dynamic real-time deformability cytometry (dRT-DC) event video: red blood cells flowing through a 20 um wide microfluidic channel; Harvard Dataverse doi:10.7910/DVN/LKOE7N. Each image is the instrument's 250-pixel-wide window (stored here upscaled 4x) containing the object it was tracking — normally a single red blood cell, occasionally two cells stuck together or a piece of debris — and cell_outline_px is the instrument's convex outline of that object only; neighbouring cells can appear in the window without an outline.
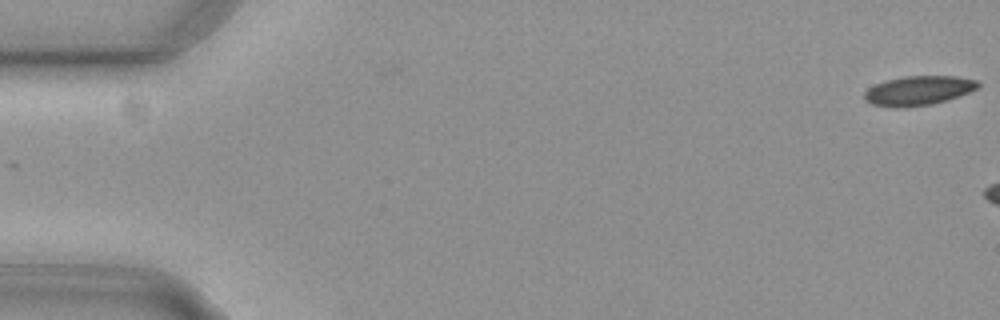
{"species": "common noctule bat (a hibernating species)", "species_latin": "Nyctalus noctula", "temperature_condition": "cold", "stored_images_in_passage": 7, "camera_frame_rate_fps": 3000, "um_per_image_px": 0.085, "animal": {"sex": "female", "body_mass_g": 29.2, "forearm_length_mm": 56.3}, "frame": {"image": 1, "passage_image": 1, "time_ms": 0.0, "image_size_px": [1000, 320], "cell_outline_px": [[980, 88], [960, 96], [948, 100], [932, 104], [904, 108], [896, 108], [872, 104], [864, 100], [864, 92], [868, 88], [884, 80], [904, 76], [956, 76], [980, 80]], "centroid_in_image_um": [78.1, 7.7], "position_along_channel_um": 6.9, "area_um2": 19.88}}